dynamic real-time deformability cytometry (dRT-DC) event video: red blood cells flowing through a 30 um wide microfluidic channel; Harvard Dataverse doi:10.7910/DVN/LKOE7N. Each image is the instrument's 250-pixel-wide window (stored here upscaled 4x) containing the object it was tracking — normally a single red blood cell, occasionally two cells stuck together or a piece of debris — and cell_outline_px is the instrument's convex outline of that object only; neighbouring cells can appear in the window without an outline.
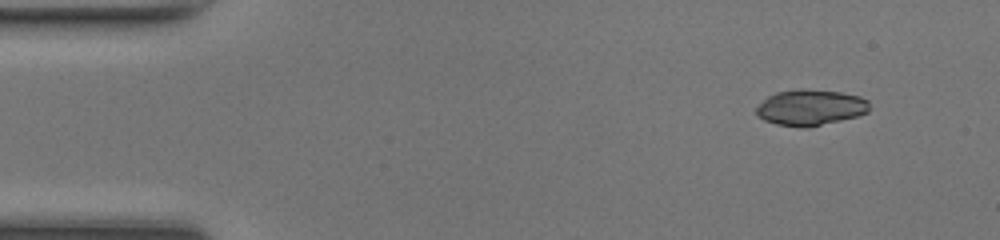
{"species": "common noctule bat (a hibernating species)", "species_latin": "Nyctalus noctula", "temperature_condition": "room temperature", "stored_images_in_passage": 44, "camera_frame_rate_fps": 3000, "um_per_image_px": 0.085, "animal": {"sex": "female", "body_mass_g": 17.0, "forearm_length_mm": 48.0}, "frame": {"image": 1, "passage_image": 1, "time_ms": 0.0, "image_size_px": [1000, 240], "cell_outline_px": [[868, 112], [856, 116], [808, 128], [800, 128], [776, 124], [764, 120], [756, 112], [756, 108], [768, 96], [776, 92], [800, 88], [840, 92], [860, 96], [868, 100]], "centroid_in_image_um": [68.88, 9.14], "position_along_channel_um": 16.1, "area_um2": 23.58}}
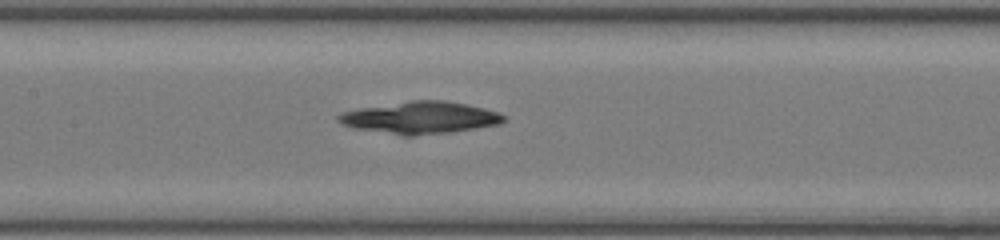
{"frame": {"image": 2, "passage_image": 19, "time_ms": 6.0, "image_size_px": [1000, 240], "cell_outline_px": [[504, 120], [500, 124], [452, 132], [416, 136], [400, 136], [352, 128], [336, 120], [336, 116], [344, 112], [364, 108], [412, 100], [440, 100], [464, 104], [496, 112], [504, 116]], "centroid_in_image_um": [35.68, 10.03], "position_along_channel_um": 171.7, "area_um2": 30.58}}
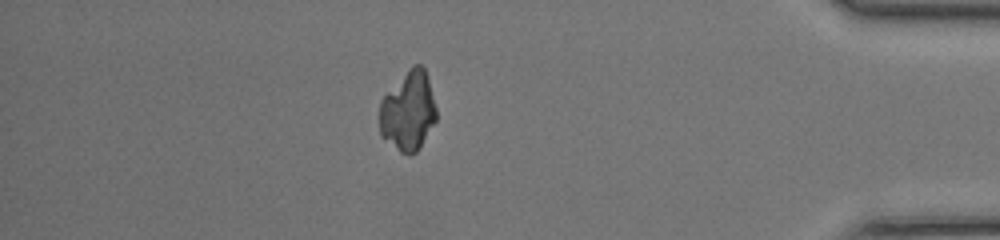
{"frame": {"image": 3, "passage_image": 38, "time_ms": 12.333, "image_size_px": [1000, 240], "cell_outline_px": [[436, 120], [420, 148], [412, 156], [408, 156], [400, 152], [380, 136], [380, 100], [408, 68], [412, 64], [420, 64], [424, 68], [428, 80], [436, 108]], "centroid_in_image_um": [34.68, 9.47], "position_along_channel_um": 400.5, "area_um2": 26.41}, "authors_computed_cell_mechanics": {"area_um2": 29.0445, "velocity_mm_per_s": 4.3133, "shape_relaxation_time_tau1_ms": 7.5761, "shape_relaxation_time_tau2_ms": null, "deformation_change_tau1": 0.1607, "deformation_change_tau2": null}}